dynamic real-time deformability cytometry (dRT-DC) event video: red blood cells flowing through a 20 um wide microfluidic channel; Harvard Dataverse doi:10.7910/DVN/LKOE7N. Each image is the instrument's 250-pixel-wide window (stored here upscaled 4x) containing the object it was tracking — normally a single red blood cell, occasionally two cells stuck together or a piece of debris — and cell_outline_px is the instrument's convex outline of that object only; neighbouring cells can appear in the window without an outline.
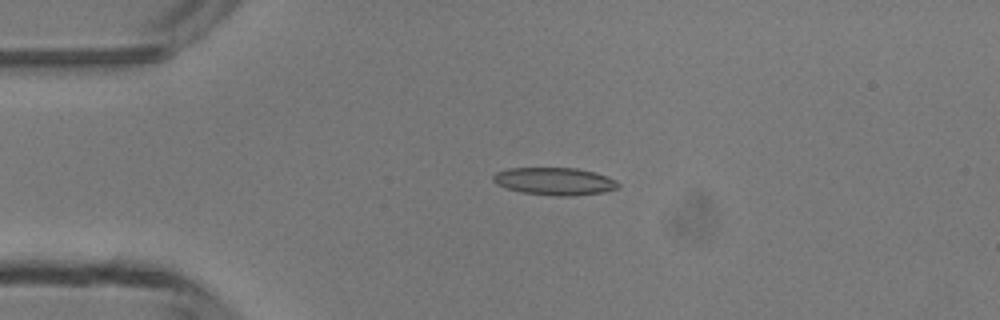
{"species": "common noctule bat (a hibernating species)", "species_latin": "Nyctalus noctula", "temperature_condition": "room temperature", "stored_images_in_passage": 4, "camera_frame_rate_fps": 3000, "um_per_image_px": 0.085, "animal": {"sex": "male", "body_mass_g": 13.3}, "frame": {"image": 1, "passage_image": 3, "time_ms": 3.333, "image_size_px": [1000, 320], "cell_outline_px": [[620, 188], [604, 192], [572, 196], [552, 196], [520, 192], [496, 184], [492, 180], [492, 176], [496, 172], [508, 168], [576, 168], [592, 172], [616, 180], [620, 184]], "centroid_in_image_um": [47.13, 15.42], "position_along_channel_um": 37.9, "area_um2": 20.11}}